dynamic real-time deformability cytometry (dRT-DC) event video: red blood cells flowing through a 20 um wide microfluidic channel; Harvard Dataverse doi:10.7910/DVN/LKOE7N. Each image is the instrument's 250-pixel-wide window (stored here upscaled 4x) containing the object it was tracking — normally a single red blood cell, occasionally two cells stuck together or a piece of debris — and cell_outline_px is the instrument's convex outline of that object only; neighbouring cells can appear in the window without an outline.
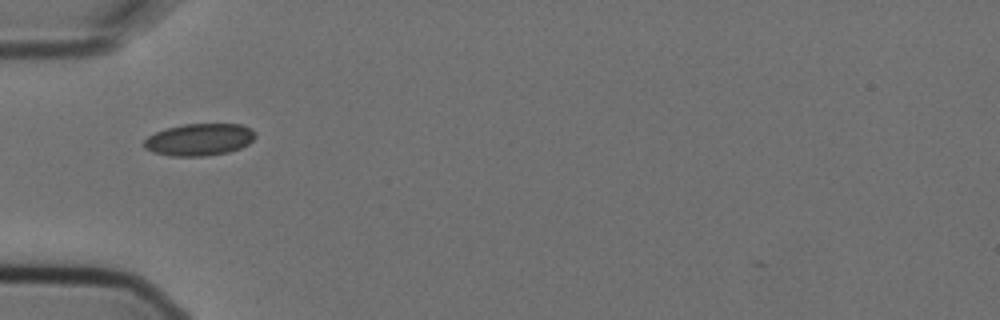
{"species": "Egyptian fruit bat (a non-hibernating species)", "species_latin": "Rousettus aegyptiacus", "temperature_condition": "cold", "stored_images_in_passage": 5, "camera_frame_rate_fps": 3000, "um_per_image_px": 0.085, "animal": {"sex": "female"}, "frame": {"image": 1, "passage_image": 4, "time_ms": 1.0, "image_size_px": [1000, 320], "cell_outline_px": [[256, 136], [248, 144], [240, 148], [228, 152], [204, 156], [172, 156], [156, 152], [144, 148], [144, 140], [148, 136], [164, 128], [184, 124], [240, 124], [252, 128], [256, 132]], "centroid_in_image_um": [16.96, 11.85], "position_along_channel_um": 68.0, "area_um2": 20.81}}
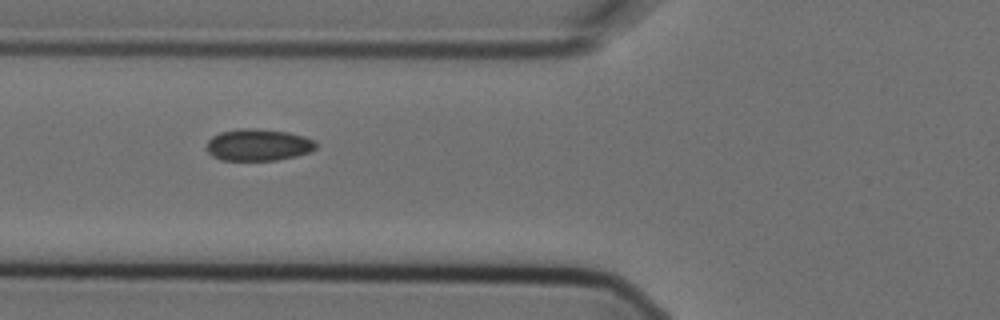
{"frame": {"image": 2, "passage_image": 5, "time_ms": 1.333, "image_size_px": [1000, 320], "cell_outline_px": [[316, 148], [308, 152], [296, 156], [276, 160], [220, 160], [212, 156], [204, 148], [208, 140], [212, 136], [220, 132], [240, 128], [256, 128], [288, 132], [304, 136], [312, 140], [316, 144]], "centroid_in_image_um": [21.89, 12.31], "position_along_channel_um": 103.9, "area_um2": 20.4}}